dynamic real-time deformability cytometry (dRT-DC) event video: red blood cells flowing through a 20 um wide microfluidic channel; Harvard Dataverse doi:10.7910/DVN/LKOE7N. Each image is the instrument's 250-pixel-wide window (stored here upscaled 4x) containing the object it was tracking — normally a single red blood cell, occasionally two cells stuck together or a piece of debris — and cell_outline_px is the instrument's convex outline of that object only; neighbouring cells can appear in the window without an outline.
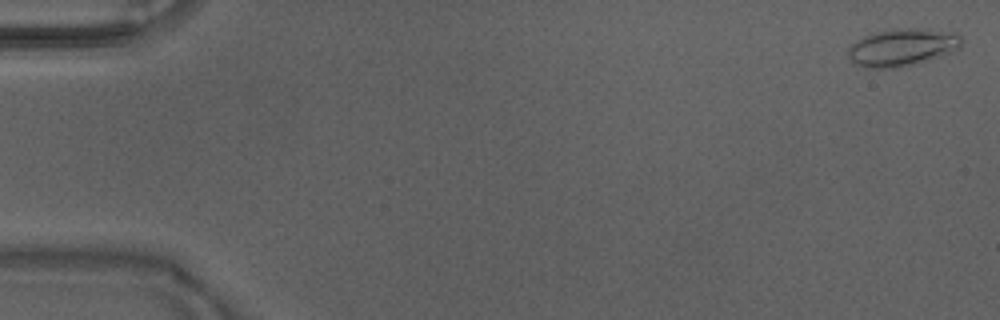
{"species": "Egyptian fruit bat (a non-hibernating species)", "species_latin": "Rousettus aegyptiacus", "temperature_condition": "warm", "stored_images_in_passage": 49, "camera_frame_rate_fps": 3000, "um_per_image_px": 0.085, "animal": {"sex": "male"}, "frame": {"image": 1, "passage_image": 1, "time_ms": 0.0, "image_size_px": [1000, 320], "cell_outline_px": [[960, 48], [936, 56], [908, 64], [892, 68], [868, 68], [852, 64], [848, 56], [848, 48], [856, 40], [872, 32], [896, 28], [928, 28], [956, 32], [960, 36]], "centroid_in_image_um": [76.61, 3.98], "position_along_channel_um": 8.4, "area_um2": 24.51}}
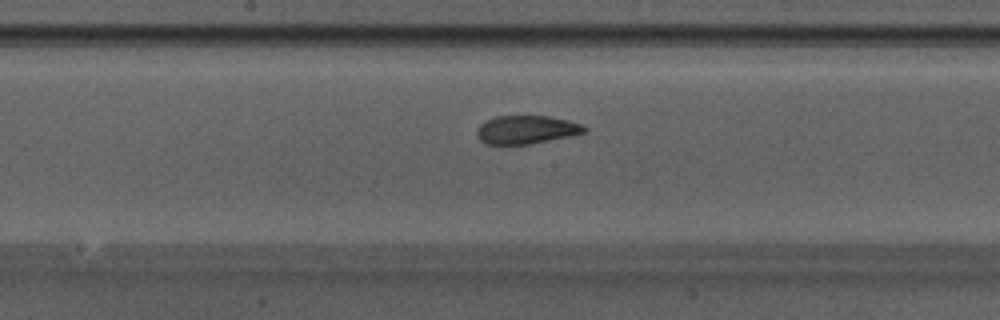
{"frame": {"image": 2, "passage_image": 26, "time_ms": 8.333, "image_size_px": [1000, 320], "cell_outline_px": [[588, 128], [584, 132], [572, 136], [528, 144], [484, 144], [480, 140], [476, 132], [476, 128], [484, 120], [496, 116], [548, 116], [568, 120], [580, 124]], "centroid_in_image_um": [44.71, 11.02], "position_along_channel_um": 203.5, "area_um2": 17.8}}
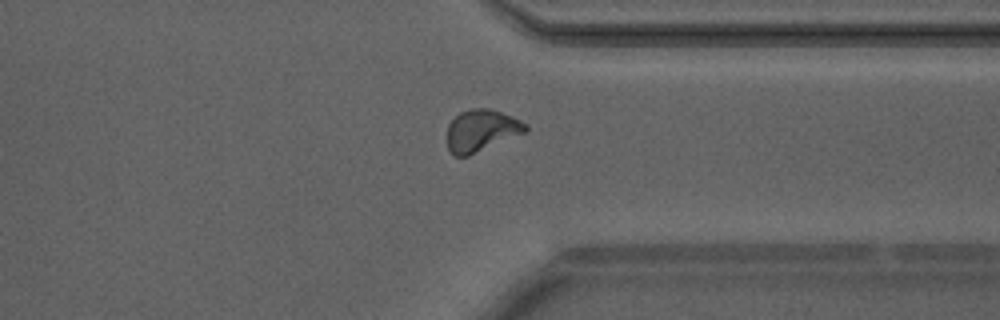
{"frame": {"image": 3, "passage_image": 38, "time_ms": 12.333, "image_size_px": [1000, 320], "cell_outline_px": [[528, 128], [524, 132], [468, 156], [452, 156], [448, 148], [448, 124], [460, 112], [472, 108], [488, 108], [512, 116], [528, 124]], "centroid_in_image_um": [40.89, 11.09], "position_along_channel_um": 370.5, "area_um2": 18.9}, "authors_computed_cell_mechanics": {"area_um2": 18.6116, "velocity_mm_per_s": 4.2109, "shape_relaxation_time_tau1_ms": 5.2833, "shape_relaxation_time_tau2_ms": 0.7824, "deformation_change_tau1": 0.212, "deformation_change_tau2": 0.066}}